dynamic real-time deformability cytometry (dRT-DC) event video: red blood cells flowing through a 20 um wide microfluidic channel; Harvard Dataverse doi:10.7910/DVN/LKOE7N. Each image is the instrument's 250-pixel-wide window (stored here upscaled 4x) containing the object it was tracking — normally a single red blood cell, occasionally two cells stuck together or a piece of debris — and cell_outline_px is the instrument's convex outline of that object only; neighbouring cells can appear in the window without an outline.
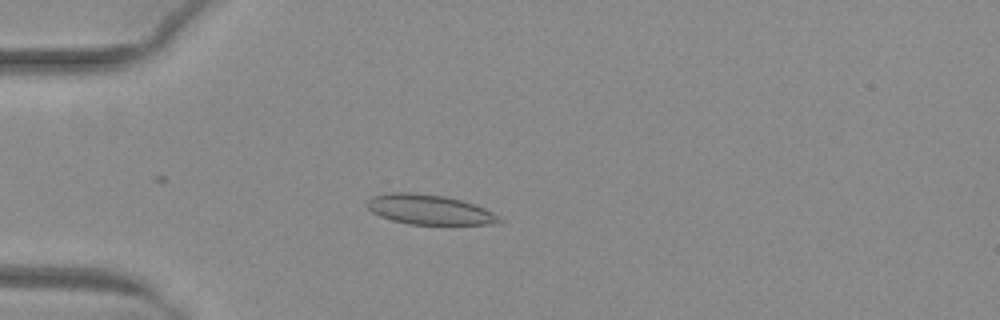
{"species": "common noctule bat (a hibernating species)", "species_latin": "Nyctalus noctula", "temperature_condition": "warm", "stored_images_in_passage": 34, "camera_frame_rate_fps": 3000, "um_per_image_px": 0.085, "animal": {"sex": "female", "body_mass_g": 29.2, "forearm_length_mm": 56.3}, "frame": {"image": 1, "passage_image": 14, "time_ms": 4.333, "image_size_px": [1000, 320], "cell_outline_px": [[504, 220], [496, 224], [408, 224], [392, 220], [380, 216], [372, 212], [364, 204], [372, 196], [388, 192], [416, 192], [448, 196], [484, 208], [500, 216]], "centroid_in_image_um": [36.47, 17.8], "position_along_channel_um": 48.5, "area_um2": 23.18}}
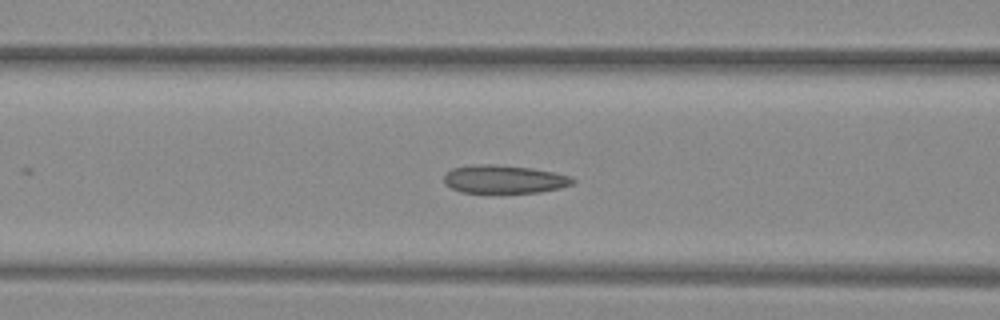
{"frame": {"image": 2, "passage_image": 21, "time_ms": 6.667, "image_size_px": [1000, 320], "cell_outline_px": [[576, 180], [572, 184], [560, 188], [540, 192], [460, 192], [444, 184], [444, 176], [452, 168], [476, 164], [496, 164], [532, 168], [572, 176]], "centroid_in_image_um": [42.86, 15.22], "position_along_channel_um": 123.7, "area_um2": 21.1}}
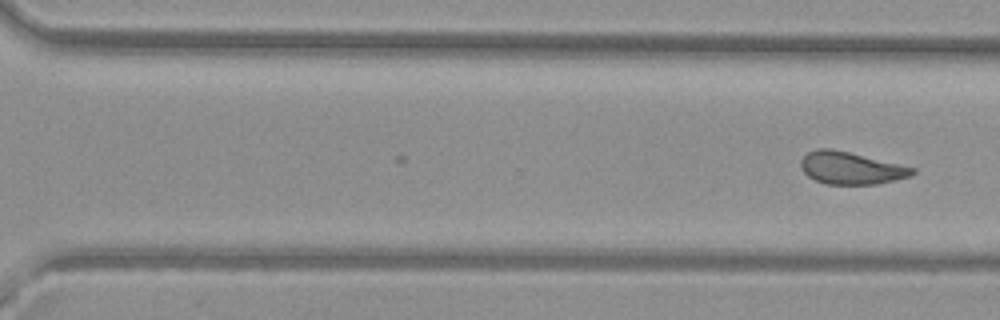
{"frame": {"image": 3, "passage_image": 34, "time_ms": 11.0, "image_size_px": [1000, 320], "cell_outline_px": [[916, 172], [912, 176], [896, 180], [876, 184], [824, 184], [808, 176], [800, 168], [800, 160], [808, 152], [816, 148], [832, 148], [916, 168]], "centroid_in_image_um": [72.32, 14.28], "position_along_channel_um": 298.3, "area_um2": 21.1}}